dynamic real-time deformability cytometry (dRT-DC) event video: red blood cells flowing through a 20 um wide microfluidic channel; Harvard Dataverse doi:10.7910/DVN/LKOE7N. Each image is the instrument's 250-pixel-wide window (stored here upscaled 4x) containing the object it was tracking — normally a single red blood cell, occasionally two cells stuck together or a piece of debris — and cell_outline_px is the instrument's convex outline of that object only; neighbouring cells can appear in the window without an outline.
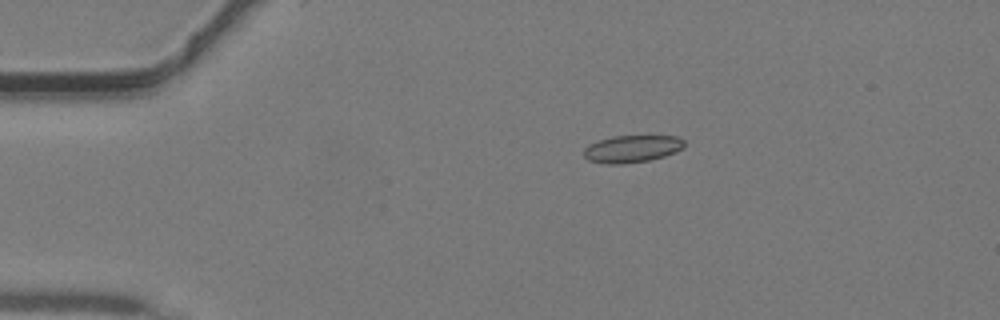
{"species": "common noctule bat (a hibernating species)", "species_latin": "Nyctalus noctula", "temperature_condition": "warm", "stored_images_in_passage": 29, "camera_frame_rate_fps": 3000, "um_per_image_px": 0.085, "animal": {"sex": "male", "body_mass_g": 19.2, "forearm_length_mm": 51.8}, "frame": {"image": 1, "passage_image": 1, "time_ms": 0.0, "image_size_px": [1000, 320], "cell_outline_px": [[684, 148], [676, 152], [664, 156], [648, 160], [624, 164], [604, 164], [588, 160], [584, 156], [584, 148], [588, 144], [612, 136], [676, 136], [684, 140]], "centroid_in_image_um": [53.71, 12.65], "position_along_channel_um": 31.3, "area_um2": 16.01}}
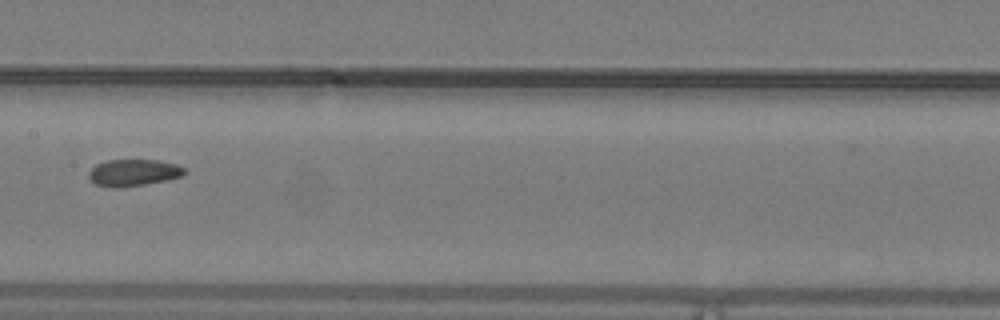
{"frame": {"image": 2, "passage_image": 15, "time_ms": 4.667, "image_size_px": [1000, 320], "cell_outline_px": [[184, 172], [180, 176], [164, 180], [144, 184], [116, 188], [112, 188], [96, 184], [88, 176], [88, 172], [96, 164], [108, 160], [156, 160], [176, 164], [184, 168]], "centroid_in_image_um": [11.29, 14.67], "position_along_channel_um": 196.1, "area_um2": 14.62}}
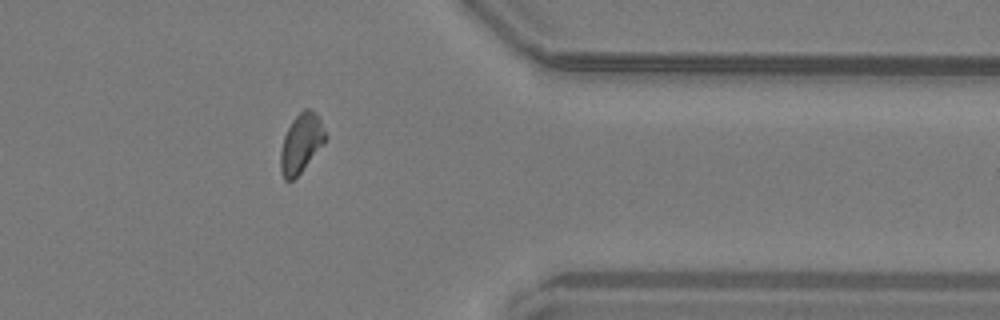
{"frame": {"image": 3, "passage_image": 28, "time_ms": 9.0, "image_size_px": [1000, 320], "cell_outline_px": [[328, 136], [324, 144], [300, 172], [292, 180], [284, 180], [280, 172], [280, 152], [284, 136], [292, 120], [304, 108], [308, 108], [316, 112]], "centroid_in_image_um": [25.6, 12.16], "position_along_channel_um": 385.8, "area_um2": 15.43}}